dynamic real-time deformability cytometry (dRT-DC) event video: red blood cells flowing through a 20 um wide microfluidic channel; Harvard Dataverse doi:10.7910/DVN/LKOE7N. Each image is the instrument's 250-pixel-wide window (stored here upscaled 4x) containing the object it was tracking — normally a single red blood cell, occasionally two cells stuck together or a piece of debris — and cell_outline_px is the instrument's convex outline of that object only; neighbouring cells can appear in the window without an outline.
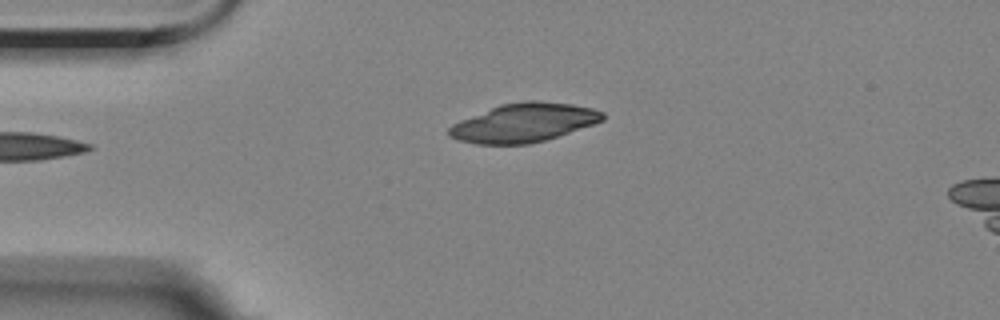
{"species": "Egyptian fruit bat (a non-hibernating species)", "species_latin": "Rousettus aegyptiacus", "temperature_condition": "room temperature", "stored_images_in_passage": 39, "camera_frame_rate_fps": 3000, "um_per_image_px": 0.085, "animal": {"sex": "female"}, "frame": {"image": 1, "passage_image": 1, "time_ms": 0.0, "image_size_px": [1000, 320], "cell_outline_px": [[604, 120], [544, 140], [528, 144], [476, 144], [460, 140], [448, 136], [448, 128], [452, 124], [460, 120], [500, 104], [524, 100], [540, 100], [572, 104], [592, 108], [604, 112]], "centroid_in_image_um": [44.5, 10.41], "position_along_channel_um": 40.5, "area_um2": 34.51}}
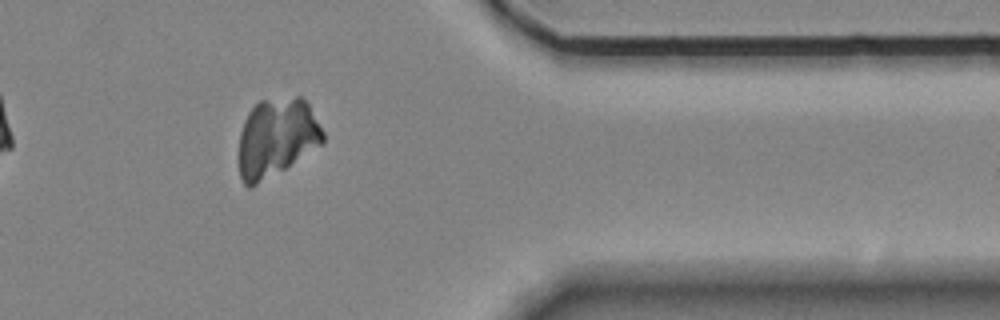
{"frame": {"image": 2, "passage_image": 34, "time_ms": 11.0, "image_size_px": [1000, 320], "cell_outline_px": [[324, 140], [320, 144], [284, 168], [252, 188], [248, 188], [244, 184], [240, 176], [240, 132], [244, 120], [248, 112], [260, 100], [296, 96], [300, 96], [308, 104], [324, 132]], "centroid_in_image_um": [23.48, 11.68], "position_along_channel_um": 387.9, "area_um2": 37.97}}